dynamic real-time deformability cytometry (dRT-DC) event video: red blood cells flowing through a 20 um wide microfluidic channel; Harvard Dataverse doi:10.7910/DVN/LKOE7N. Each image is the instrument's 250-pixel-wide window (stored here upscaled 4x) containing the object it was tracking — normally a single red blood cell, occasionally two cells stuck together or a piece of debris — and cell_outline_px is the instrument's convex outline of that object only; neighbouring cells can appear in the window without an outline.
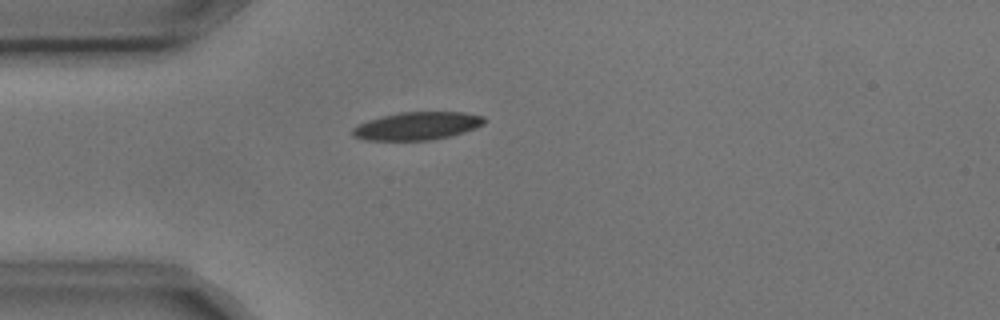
{"species": "common noctule bat (a hibernating species)", "species_latin": "Nyctalus noctula", "temperature_condition": "cold", "stored_images_in_passage": 3, "camera_frame_rate_fps": 3000, "um_per_image_px": 0.085, "animal": {"sex": "male", "body_mass_g": 17.9, "forearm_length_mm": 54.2}, "frame": {"image": 1, "passage_image": 2, "time_ms": 0.333, "image_size_px": [1000, 320], "cell_outline_px": [[488, 120], [484, 124], [476, 128], [452, 136], [432, 140], [364, 140], [352, 136], [352, 128], [368, 120], [400, 112], [464, 112], [484, 116]], "centroid_in_image_um": [35.51, 10.71], "position_along_channel_um": 49.5, "area_um2": 21.56}}